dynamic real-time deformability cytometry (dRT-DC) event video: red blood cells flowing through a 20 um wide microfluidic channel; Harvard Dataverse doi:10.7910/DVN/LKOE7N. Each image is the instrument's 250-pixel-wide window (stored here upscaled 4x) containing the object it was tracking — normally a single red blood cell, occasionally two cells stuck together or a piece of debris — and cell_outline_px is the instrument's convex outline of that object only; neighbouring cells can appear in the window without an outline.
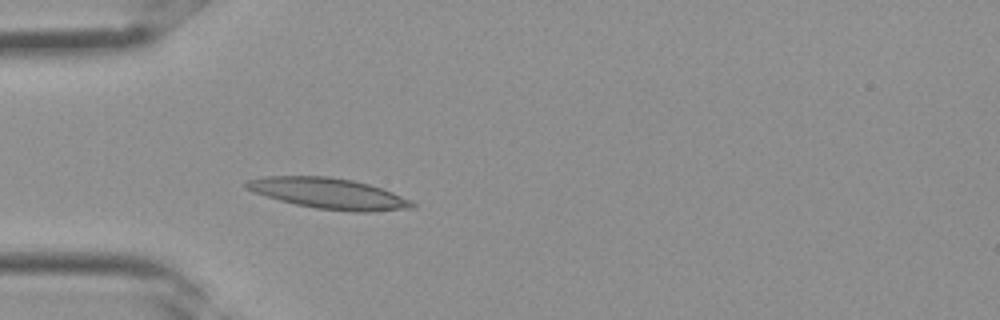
{"species": "Egyptian fruit bat (a non-hibernating species)", "species_latin": "Rousettus aegyptiacus", "temperature_condition": "room temperature", "stored_images_in_passage": 33, "camera_frame_rate_fps": 3000, "um_per_image_px": 0.085, "frame": {"image": 1, "passage_image": 9, "time_ms": 2.667, "image_size_px": [1000, 320], "cell_outline_px": [[416, 208], [372, 212], [352, 212], [316, 208], [296, 204], [280, 200], [252, 192], [244, 188], [244, 184], [248, 180], [264, 176], [328, 176], [352, 180], [368, 184], [392, 192], [412, 200], [416, 204]], "centroid_in_image_um": [27.96, 16.45], "position_along_channel_um": 57.0, "area_um2": 29.88}}
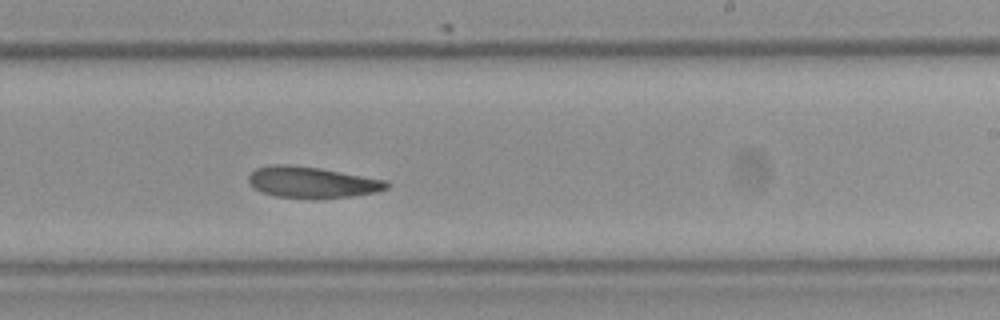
{"frame": {"image": 2, "passage_image": 20, "time_ms": 6.333, "image_size_px": [1000, 320], "cell_outline_px": [[388, 188], [376, 192], [352, 196], [316, 200], [312, 200], [276, 196], [252, 188], [248, 184], [248, 176], [256, 168], [272, 164], [288, 164], [320, 168], [388, 180]], "centroid_in_image_um": [26.51, 15.51], "position_along_channel_um": 262.5, "area_um2": 25.61}}
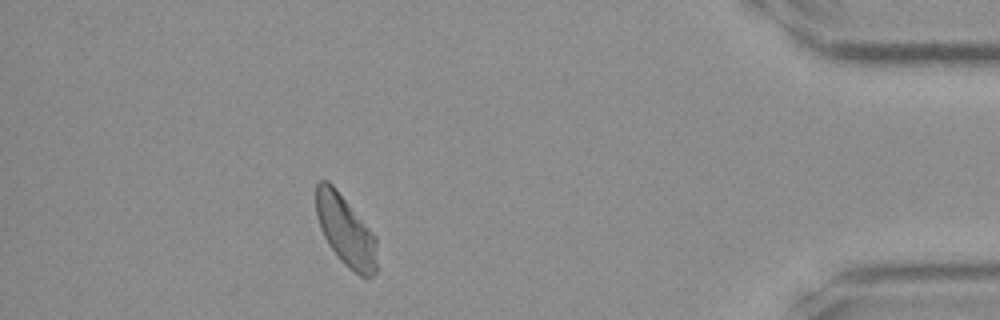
{"frame": {"image": 3, "passage_image": 30, "time_ms": 9.667, "image_size_px": [1000, 320], "cell_outline_px": [[376, 272], [372, 276], [360, 276], [344, 264], [336, 256], [328, 244], [320, 228], [316, 216], [316, 184], [320, 180], [328, 180], [336, 188], [376, 236]], "centroid_in_image_um": [29.36, 19.59], "position_along_channel_um": 405.8, "area_um2": 25.03}}